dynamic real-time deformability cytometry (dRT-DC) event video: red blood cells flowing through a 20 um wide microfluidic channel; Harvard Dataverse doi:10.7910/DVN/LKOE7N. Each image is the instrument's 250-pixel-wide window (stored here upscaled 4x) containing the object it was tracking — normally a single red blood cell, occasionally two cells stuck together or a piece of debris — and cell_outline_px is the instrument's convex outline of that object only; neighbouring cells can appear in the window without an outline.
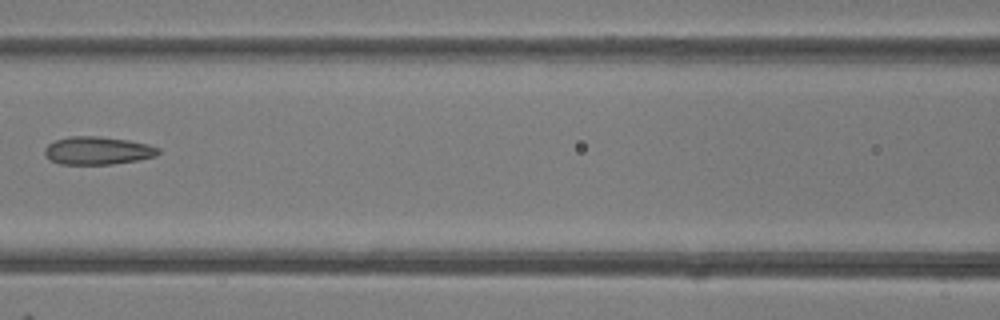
{"species": "common noctule bat (a hibernating species)", "species_latin": "Nyctalus noctula", "temperature_condition": "room temperature", "stored_images_in_passage": 6, "camera_frame_rate_fps": 3000, "um_per_image_px": 0.085, "animal": {"sex": "female"}, "frame": {"image": 1, "passage_image": 6, "time_ms": 5.667, "image_size_px": [1000, 320], "cell_outline_px": [[160, 152], [156, 156], [136, 160], [112, 164], [60, 164], [44, 156], [44, 148], [48, 144], [56, 140], [68, 136], [96, 136], [128, 140], [148, 144], [160, 148]], "centroid_in_image_um": [8.29, 12.8], "position_along_channel_um": 158.3, "area_um2": 18.5}}